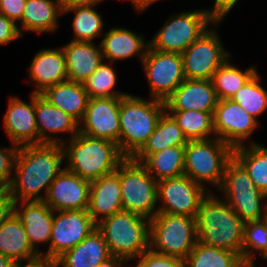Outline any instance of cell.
<instances>
[{
  "mask_svg": "<svg viewBox=\"0 0 267 267\" xmlns=\"http://www.w3.org/2000/svg\"><path fill=\"white\" fill-rule=\"evenodd\" d=\"M64 161L62 144L43 143L19 147L14 170L16 174L8 187L14 203L43 201L49 186L61 173ZM45 189V195L40 191Z\"/></svg>",
  "mask_w": 267,
  "mask_h": 267,
  "instance_id": "obj_1",
  "label": "cell"
},
{
  "mask_svg": "<svg viewBox=\"0 0 267 267\" xmlns=\"http://www.w3.org/2000/svg\"><path fill=\"white\" fill-rule=\"evenodd\" d=\"M197 241L241 256L244 222L212 190L202 199L195 216Z\"/></svg>",
  "mask_w": 267,
  "mask_h": 267,
  "instance_id": "obj_2",
  "label": "cell"
},
{
  "mask_svg": "<svg viewBox=\"0 0 267 267\" xmlns=\"http://www.w3.org/2000/svg\"><path fill=\"white\" fill-rule=\"evenodd\" d=\"M62 147L68 162L64 168L90 182L115 171L125 159L117 143L80 132L63 142Z\"/></svg>",
  "mask_w": 267,
  "mask_h": 267,
  "instance_id": "obj_3",
  "label": "cell"
},
{
  "mask_svg": "<svg viewBox=\"0 0 267 267\" xmlns=\"http://www.w3.org/2000/svg\"><path fill=\"white\" fill-rule=\"evenodd\" d=\"M165 111V102L153 98L148 101L132 94L120 98L119 150L125 158L144 146Z\"/></svg>",
  "mask_w": 267,
  "mask_h": 267,
  "instance_id": "obj_4",
  "label": "cell"
},
{
  "mask_svg": "<svg viewBox=\"0 0 267 267\" xmlns=\"http://www.w3.org/2000/svg\"><path fill=\"white\" fill-rule=\"evenodd\" d=\"M103 234L112 256L125 260L138 258L150 248V220L129 211H119L101 220Z\"/></svg>",
  "mask_w": 267,
  "mask_h": 267,
  "instance_id": "obj_5",
  "label": "cell"
},
{
  "mask_svg": "<svg viewBox=\"0 0 267 267\" xmlns=\"http://www.w3.org/2000/svg\"><path fill=\"white\" fill-rule=\"evenodd\" d=\"M233 148L217 137L191 140L185 145L184 175L205 187L204 182L220 188Z\"/></svg>",
  "mask_w": 267,
  "mask_h": 267,
  "instance_id": "obj_6",
  "label": "cell"
},
{
  "mask_svg": "<svg viewBox=\"0 0 267 267\" xmlns=\"http://www.w3.org/2000/svg\"><path fill=\"white\" fill-rule=\"evenodd\" d=\"M122 207L147 219L157 214V181L146 168L132 158L119 164Z\"/></svg>",
  "mask_w": 267,
  "mask_h": 267,
  "instance_id": "obj_7",
  "label": "cell"
},
{
  "mask_svg": "<svg viewBox=\"0 0 267 267\" xmlns=\"http://www.w3.org/2000/svg\"><path fill=\"white\" fill-rule=\"evenodd\" d=\"M219 190L244 223L263 219L266 203L264 208L261 203L267 199V195L256 187L245 168L234 157L226 165Z\"/></svg>",
  "mask_w": 267,
  "mask_h": 267,
  "instance_id": "obj_8",
  "label": "cell"
},
{
  "mask_svg": "<svg viewBox=\"0 0 267 267\" xmlns=\"http://www.w3.org/2000/svg\"><path fill=\"white\" fill-rule=\"evenodd\" d=\"M197 242L195 217L157 213L150 219V248L185 259Z\"/></svg>",
  "mask_w": 267,
  "mask_h": 267,
  "instance_id": "obj_9",
  "label": "cell"
},
{
  "mask_svg": "<svg viewBox=\"0 0 267 267\" xmlns=\"http://www.w3.org/2000/svg\"><path fill=\"white\" fill-rule=\"evenodd\" d=\"M209 23L218 24L207 10L182 12L170 20L155 34L149 47L162 52L181 54L209 29Z\"/></svg>",
  "mask_w": 267,
  "mask_h": 267,
  "instance_id": "obj_10",
  "label": "cell"
},
{
  "mask_svg": "<svg viewBox=\"0 0 267 267\" xmlns=\"http://www.w3.org/2000/svg\"><path fill=\"white\" fill-rule=\"evenodd\" d=\"M216 29H209L182 53L185 79L211 80L214 72L229 58Z\"/></svg>",
  "mask_w": 267,
  "mask_h": 267,
  "instance_id": "obj_11",
  "label": "cell"
},
{
  "mask_svg": "<svg viewBox=\"0 0 267 267\" xmlns=\"http://www.w3.org/2000/svg\"><path fill=\"white\" fill-rule=\"evenodd\" d=\"M142 63L153 99L165 102L185 80L183 59L179 53L162 52L148 47Z\"/></svg>",
  "mask_w": 267,
  "mask_h": 267,
  "instance_id": "obj_12",
  "label": "cell"
},
{
  "mask_svg": "<svg viewBox=\"0 0 267 267\" xmlns=\"http://www.w3.org/2000/svg\"><path fill=\"white\" fill-rule=\"evenodd\" d=\"M54 214L49 249L42 254V258L52 260L77 246L97 228L87 209L54 211Z\"/></svg>",
  "mask_w": 267,
  "mask_h": 267,
  "instance_id": "obj_13",
  "label": "cell"
},
{
  "mask_svg": "<svg viewBox=\"0 0 267 267\" xmlns=\"http://www.w3.org/2000/svg\"><path fill=\"white\" fill-rule=\"evenodd\" d=\"M206 190L186 175L157 181L158 201L163 203L157 213L195 217Z\"/></svg>",
  "mask_w": 267,
  "mask_h": 267,
  "instance_id": "obj_14",
  "label": "cell"
},
{
  "mask_svg": "<svg viewBox=\"0 0 267 267\" xmlns=\"http://www.w3.org/2000/svg\"><path fill=\"white\" fill-rule=\"evenodd\" d=\"M258 121L231 99L218 100L213 113L215 136L233 149L243 146Z\"/></svg>",
  "mask_w": 267,
  "mask_h": 267,
  "instance_id": "obj_15",
  "label": "cell"
},
{
  "mask_svg": "<svg viewBox=\"0 0 267 267\" xmlns=\"http://www.w3.org/2000/svg\"><path fill=\"white\" fill-rule=\"evenodd\" d=\"M119 108L120 98H89L84 116L79 122V132L113 141L119 148Z\"/></svg>",
  "mask_w": 267,
  "mask_h": 267,
  "instance_id": "obj_16",
  "label": "cell"
},
{
  "mask_svg": "<svg viewBox=\"0 0 267 267\" xmlns=\"http://www.w3.org/2000/svg\"><path fill=\"white\" fill-rule=\"evenodd\" d=\"M90 181L65 168L49 186L44 202L53 211L88 209Z\"/></svg>",
  "mask_w": 267,
  "mask_h": 267,
  "instance_id": "obj_17",
  "label": "cell"
},
{
  "mask_svg": "<svg viewBox=\"0 0 267 267\" xmlns=\"http://www.w3.org/2000/svg\"><path fill=\"white\" fill-rule=\"evenodd\" d=\"M3 118L6 134L14 145L22 147L39 144L35 117V93H31V104L12 97Z\"/></svg>",
  "mask_w": 267,
  "mask_h": 267,
  "instance_id": "obj_18",
  "label": "cell"
},
{
  "mask_svg": "<svg viewBox=\"0 0 267 267\" xmlns=\"http://www.w3.org/2000/svg\"><path fill=\"white\" fill-rule=\"evenodd\" d=\"M218 98L211 80L185 79L165 101L166 111L214 112Z\"/></svg>",
  "mask_w": 267,
  "mask_h": 267,
  "instance_id": "obj_19",
  "label": "cell"
},
{
  "mask_svg": "<svg viewBox=\"0 0 267 267\" xmlns=\"http://www.w3.org/2000/svg\"><path fill=\"white\" fill-rule=\"evenodd\" d=\"M87 210L96 224L123 210L119 182V165L115 171L90 182Z\"/></svg>",
  "mask_w": 267,
  "mask_h": 267,
  "instance_id": "obj_20",
  "label": "cell"
},
{
  "mask_svg": "<svg viewBox=\"0 0 267 267\" xmlns=\"http://www.w3.org/2000/svg\"><path fill=\"white\" fill-rule=\"evenodd\" d=\"M35 117L38 128L39 144H62L63 139L50 133L69 132L73 138L79 133V122L56 106L51 105L40 94L35 93ZM49 134V135H48Z\"/></svg>",
  "mask_w": 267,
  "mask_h": 267,
  "instance_id": "obj_21",
  "label": "cell"
},
{
  "mask_svg": "<svg viewBox=\"0 0 267 267\" xmlns=\"http://www.w3.org/2000/svg\"><path fill=\"white\" fill-rule=\"evenodd\" d=\"M20 202L22 208L18 207V202L14 203V212L24 225L31 247L42 257L38 244H50L54 211L44 201Z\"/></svg>",
  "mask_w": 267,
  "mask_h": 267,
  "instance_id": "obj_22",
  "label": "cell"
},
{
  "mask_svg": "<svg viewBox=\"0 0 267 267\" xmlns=\"http://www.w3.org/2000/svg\"><path fill=\"white\" fill-rule=\"evenodd\" d=\"M69 81L83 84L104 61L101 46L93 42L71 40L62 46Z\"/></svg>",
  "mask_w": 267,
  "mask_h": 267,
  "instance_id": "obj_23",
  "label": "cell"
},
{
  "mask_svg": "<svg viewBox=\"0 0 267 267\" xmlns=\"http://www.w3.org/2000/svg\"><path fill=\"white\" fill-rule=\"evenodd\" d=\"M29 75L37 88L32 93L36 94H41L46 88L68 80L62 47L39 51L30 64Z\"/></svg>",
  "mask_w": 267,
  "mask_h": 267,
  "instance_id": "obj_24",
  "label": "cell"
},
{
  "mask_svg": "<svg viewBox=\"0 0 267 267\" xmlns=\"http://www.w3.org/2000/svg\"><path fill=\"white\" fill-rule=\"evenodd\" d=\"M103 40L100 43L103 59H109L112 65L116 60L138 55L142 61L149 47L142 35H137L126 28L112 27L103 34Z\"/></svg>",
  "mask_w": 267,
  "mask_h": 267,
  "instance_id": "obj_25",
  "label": "cell"
},
{
  "mask_svg": "<svg viewBox=\"0 0 267 267\" xmlns=\"http://www.w3.org/2000/svg\"><path fill=\"white\" fill-rule=\"evenodd\" d=\"M0 253L15 263L32 262L41 257L31 247L24 225L15 212L0 226Z\"/></svg>",
  "mask_w": 267,
  "mask_h": 267,
  "instance_id": "obj_26",
  "label": "cell"
},
{
  "mask_svg": "<svg viewBox=\"0 0 267 267\" xmlns=\"http://www.w3.org/2000/svg\"><path fill=\"white\" fill-rule=\"evenodd\" d=\"M111 256L103 234L95 228L82 242L65 251L56 261L58 267H96Z\"/></svg>",
  "mask_w": 267,
  "mask_h": 267,
  "instance_id": "obj_27",
  "label": "cell"
},
{
  "mask_svg": "<svg viewBox=\"0 0 267 267\" xmlns=\"http://www.w3.org/2000/svg\"><path fill=\"white\" fill-rule=\"evenodd\" d=\"M40 95L78 122L82 120L89 101L84 84L69 80L46 88Z\"/></svg>",
  "mask_w": 267,
  "mask_h": 267,
  "instance_id": "obj_28",
  "label": "cell"
},
{
  "mask_svg": "<svg viewBox=\"0 0 267 267\" xmlns=\"http://www.w3.org/2000/svg\"><path fill=\"white\" fill-rule=\"evenodd\" d=\"M187 143L188 140L177 122L165 111L159 119L154 132L132 159L141 163L149 154L172 146H185Z\"/></svg>",
  "mask_w": 267,
  "mask_h": 267,
  "instance_id": "obj_29",
  "label": "cell"
},
{
  "mask_svg": "<svg viewBox=\"0 0 267 267\" xmlns=\"http://www.w3.org/2000/svg\"><path fill=\"white\" fill-rule=\"evenodd\" d=\"M58 14L63 10L58 0H26L21 27L35 33L54 32L58 25Z\"/></svg>",
  "mask_w": 267,
  "mask_h": 267,
  "instance_id": "obj_30",
  "label": "cell"
},
{
  "mask_svg": "<svg viewBox=\"0 0 267 267\" xmlns=\"http://www.w3.org/2000/svg\"><path fill=\"white\" fill-rule=\"evenodd\" d=\"M185 146H172L149 154L141 164L156 181L184 175Z\"/></svg>",
  "mask_w": 267,
  "mask_h": 267,
  "instance_id": "obj_31",
  "label": "cell"
},
{
  "mask_svg": "<svg viewBox=\"0 0 267 267\" xmlns=\"http://www.w3.org/2000/svg\"><path fill=\"white\" fill-rule=\"evenodd\" d=\"M233 157L245 168L256 187L267 195V147L245 144L233 149Z\"/></svg>",
  "mask_w": 267,
  "mask_h": 267,
  "instance_id": "obj_32",
  "label": "cell"
},
{
  "mask_svg": "<svg viewBox=\"0 0 267 267\" xmlns=\"http://www.w3.org/2000/svg\"><path fill=\"white\" fill-rule=\"evenodd\" d=\"M187 267H244L237 253L196 242L185 258Z\"/></svg>",
  "mask_w": 267,
  "mask_h": 267,
  "instance_id": "obj_33",
  "label": "cell"
},
{
  "mask_svg": "<svg viewBox=\"0 0 267 267\" xmlns=\"http://www.w3.org/2000/svg\"><path fill=\"white\" fill-rule=\"evenodd\" d=\"M256 72L254 66L243 72L227 59L211 79L218 100L230 99Z\"/></svg>",
  "mask_w": 267,
  "mask_h": 267,
  "instance_id": "obj_34",
  "label": "cell"
},
{
  "mask_svg": "<svg viewBox=\"0 0 267 267\" xmlns=\"http://www.w3.org/2000/svg\"><path fill=\"white\" fill-rule=\"evenodd\" d=\"M177 122L188 141L209 139L215 135L213 113L196 110L167 111ZM172 114H171V113Z\"/></svg>",
  "mask_w": 267,
  "mask_h": 267,
  "instance_id": "obj_35",
  "label": "cell"
},
{
  "mask_svg": "<svg viewBox=\"0 0 267 267\" xmlns=\"http://www.w3.org/2000/svg\"><path fill=\"white\" fill-rule=\"evenodd\" d=\"M95 5L74 6L63 10V14L74 11L73 41L93 42L96 37L102 36L103 20L94 10Z\"/></svg>",
  "mask_w": 267,
  "mask_h": 267,
  "instance_id": "obj_36",
  "label": "cell"
},
{
  "mask_svg": "<svg viewBox=\"0 0 267 267\" xmlns=\"http://www.w3.org/2000/svg\"><path fill=\"white\" fill-rule=\"evenodd\" d=\"M260 76L256 72L230 99L238 103L249 115L257 120V116L267 109V90L260 84Z\"/></svg>",
  "mask_w": 267,
  "mask_h": 267,
  "instance_id": "obj_37",
  "label": "cell"
},
{
  "mask_svg": "<svg viewBox=\"0 0 267 267\" xmlns=\"http://www.w3.org/2000/svg\"><path fill=\"white\" fill-rule=\"evenodd\" d=\"M116 72L110 64L102 63L83 83L89 98H121L128 93L112 90L116 85Z\"/></svg>",
  "mask_w": 267,
  "mask_h": 267,
  "instance_id": "obj_38",
  "label": "cell"
},
{
  "mask_svg": "<svg viewBox=\"0 0 267 267\" xmlns=\"http://www.w3.org/2000/svg\"><path fill=\"white\" fill-rule=\"evenodd\" d=\"M255 250L260 252L262 258L267 254V224L263 219L244 223L241 260L253 265Z\"/></svg>",
  "mask_w": 267,
  "mask_h": 267,
  "instance_id": "obj_39",
  "label": "cell"
},
{
  "mask_svg": "<svg viewBox=\"0 0 267 267\" xmlns=\"http://www.w3.org/2000/svg\"><path fill=\"white\" fill-rule=\"evenodd\" d=\"M135 267H187L185 259L158 253L151 248L144 251Z\"/></svg>",
  "mask_w": 267,
  "mask_h": 267,
  "instance_id": "obj_40",
  "label": "cell"
},
{
  "mask_svg": "<svg viewBox=\"0 0 267 267\" xmlns=\"http://www.w3.org/2000/svg\"><path fill=\"white\" fill-rule=\"evenodd\" d=\"M19 147L13 144L12 148H0V180L9 187Z\"/></svg>",
  "mask_w": 267,
  "mask_h": 267,
  "instance_id": "obj_41",
  "label": "cell"
},
{
  "mask_svg": "<svg viewBox=\"0 0 267 267\" xmlns=\"http://www.w3.org/2000/svg\"><path fill=\"white\" fill-rule=\"evenodd\" d=\"M22 35V29L18 27L17 23L5 15H0V46L14 41Z\"/></svg>",
  "mask_w": 267,
  "mask_h": 267,
  "instance_id": "obj_42",
  "label": "cell"
},
{
  "mask_svg": "<svg viewBox=\"0 0 267 267\" xmlns=\"http://www.w3.org/2000/svg\"><path fill=\"white\" fill-rule=\"evenodd\" d=\"M3 15L17 23L21 20L26 5V0H0Z\"/></svg>",
  "mask_w": 267,
  "mask_h": 267,
  "instance_id": "obj_43",
  "label": "cell"
},
{
  "mask_svg": "<svg viewBox=\"0 0 267 267\" xmlns=\"http://www.w3.org/2000/svg\"><path fill=\"white\" fill-rule=\"evenodd\" d=\"M238 1L239 0H215L214 8L212 10L207 9V11L216 22L220 23L223 17L229 13Z\"/></svg>",
  "mask_w": 267,
  "mask_h": 267,
  "instance_id": "obj_44",
  "label": "cell"
},
{
  "mask_svg": "<svg viewBox=\"0 0 267 267\" xmlns=\"http://www.w3.org/2000/svg\"><path fill=\"white\" fill-rule=\"evenodd\" d=\"M14 212V201L9 191L0 195V226Z\"/></svg>",
  "mask_w": 267,
  "mask_h": 267,
  "instance_id": "obj_45",
  "label": "cell"
},
{
  "mask_svg": "<svg viewBox=\"0 0 267 267\" xmlns=\"http://www.w3.org/2000/svg\"><path fill=\"white\" fill-rule=\"evenodd\" d=\"M13 267H58V266L56 260L40 257L35 261L26 262L25 265H23V263H15Z\"/></svg>",
  "mask_w": 267,
  "mask_h": 267,
  "instance_id": "obj_46",
  "label": "cell"
},
{
  "mask_svg": "<svg viewBox=\"0 0 267 267\" xmlns=\"http://www.w3.org/2000/svg\"><path fill=\"white\" fill-rule=\"evenodd\" d=\"M62 10L71 8L74 6H83V5H98L102 0H58Z\"/></svg>",
  "mask_w": 267,
  "mask_h": 267,
  "instance_id": "obj_47",
  "label": "cell"
},
{
  "mask_svg": "<svg viewBox=\"0 0 267 267\" xmlns=\"http://www.w3.org/2000/svg\"><path fill=\"white\" fill-rule=\"evenodd\" d=\"M127 260L117 257V256H111L109 259H106L105 261L98 264L96 267H124L126 264H124Z\"/></svg>",
  "mask_w": 267,
  "mask_h": 267,
  "instance_id": "obj_48",
  "label": "cell"
},
{
  "mask_svg": "<svg viewBox=\"0 0 267 267\" xmlns=\"http://www.w3.org/2000/svg\"><path fill=\"white\" fill-rule=\"evenodd\" d=\"M128 1L132 2L135 9L140 12L145 10V8L149 7L150 4L160 0H128Z\"/></svg>",
  "mask_w": 267,
  "mask_h": 267,
  "instance_id": "obj_49",
  "label": "cell"
},
{
  "mask_svg": "<svg viewBox=\"0 0 267 267\" xmlns=\"http://www.w3.org/2000/svg\"><path fill=\"white\" fill-rule=\"evenodd\" d=\"M14 265L15 262L0 253V267H13Z\"/></svg>",
  "mask_w": 267,
  "mask_h": 267,
  "instance_id": "obj_50",
  "label": "cell"
},
{
  "mask_svg": "<svg viewBox=\"0 0 267 267\" xmlns=\"http://www.w3.org/2000/svg\"><path fill=\"white\" fill-rule=\"evenodd\" d=\"M8 191V187L0 180V195L5 194Z\"/></svg>",
  "mask_w": 267,
  "mask_h": 267,
  "instance_id": "obj_51",
  "label": "cell"
},
{
  "mask_svg": "<svg viewBox=\"0 0 267 267\" xmlns=\"http://www.w3.org/2000/svg\"><path fill=\"white\" fill-rule=\"evenodd\" d=\"M263 220L266 222L267 224V202H266V206H265V212H264V217Z\"/></svg>",
  "mask_w": 267,
  "mask_h": 267,
  "instance_id": "obj_52",
  "label": "cell"
},
{
  "mask_svg": "<svg viewBox=\"0 0 267 267\" xmlns=\"http://www.w3.org/2000/svg\"><path fill=\"white\" fill-rule=\"evenodd\" d=\"M255 265L246 264L244 267H254Z\"/></svg>",
  "mask_w": 267,
  "mask_h": 267,
  "instance_id": "obj_53",
  "label": "cell"
},
{
  "mask_svg": "<svg viewBox=\"0 0 267 267\" xmlns=\"http://www.w3.org/2000/svg\"><path fill=\"white\" fill-rule=\"evenodd\" d=\"M0 15H3L2 7L0 5Z\"/></svg>",
  "mask_w": 267,
  "mask_h": 267,
  "instance_id": "obj_54",
  "label": "cell"
}]
</instances>
